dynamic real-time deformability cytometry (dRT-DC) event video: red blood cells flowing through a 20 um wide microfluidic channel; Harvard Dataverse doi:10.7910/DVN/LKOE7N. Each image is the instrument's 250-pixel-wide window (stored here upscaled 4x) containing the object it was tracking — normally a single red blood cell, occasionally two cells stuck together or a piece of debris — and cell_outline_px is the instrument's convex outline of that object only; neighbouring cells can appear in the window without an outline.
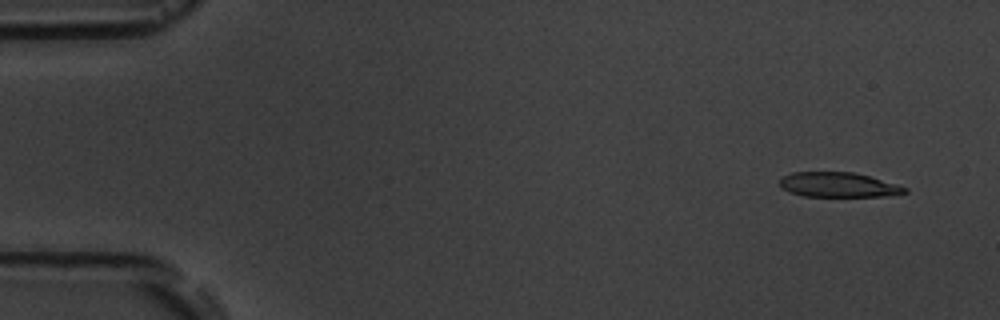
{"species": "common noctule bat (a hibernating species)", "species_latin": "Nyctalus noctula", "temperature_condition": "room temperature", "stored_images_in_passage": 5, "camera_frame_rate_fps": 3000, "um_per_image_px": 0.085, "animal": {"sex": "male", "body_mass_g": 19.5, "forearm_length_mm": 54.6}, "frame": {"image": 1, "passage_image": 2, "time_ms": 1.0, "image_size_px": [1000, 320], "cell_outline_px": [[908, 192], [884, 196], [804, 196], [792, 192], [784, 188], [780, 184], [780, 180], [784, 176], [792, 172], [852, 172], [868, 176], [908, 188]], "centroid_in_image_um": [71.26, 15.7], "position_along_channel_um": 13.7, "area_um2": 17.63}}
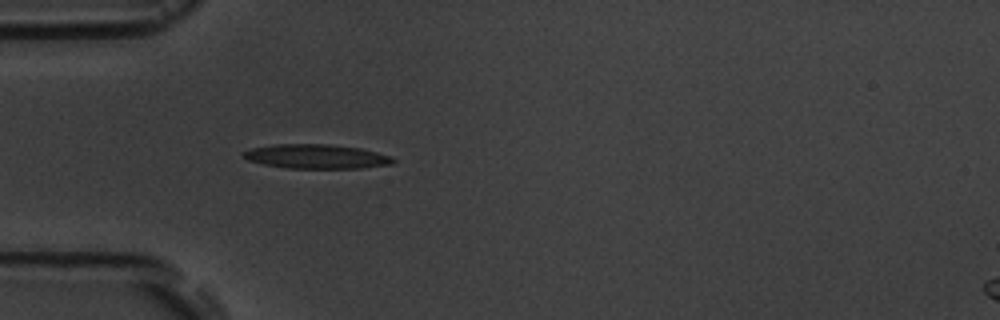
{"frame": {"image": 2, "passage_image": 5, "time_ms": 5.333, "image_size_px": [1000, 320], "cell_outline_px": [[396, 160], [392, 164], [360, 168], [288, 168], [264, 164], [248, 160], [240, 156], [240, 152], [252, 148], [276, 144], [328, 144], [360, 148], [392, 156]], "centroid_in_image_um": [26.87, 13.3], "position_along_channel_um": 58.1, "area_um2": 21.21}}